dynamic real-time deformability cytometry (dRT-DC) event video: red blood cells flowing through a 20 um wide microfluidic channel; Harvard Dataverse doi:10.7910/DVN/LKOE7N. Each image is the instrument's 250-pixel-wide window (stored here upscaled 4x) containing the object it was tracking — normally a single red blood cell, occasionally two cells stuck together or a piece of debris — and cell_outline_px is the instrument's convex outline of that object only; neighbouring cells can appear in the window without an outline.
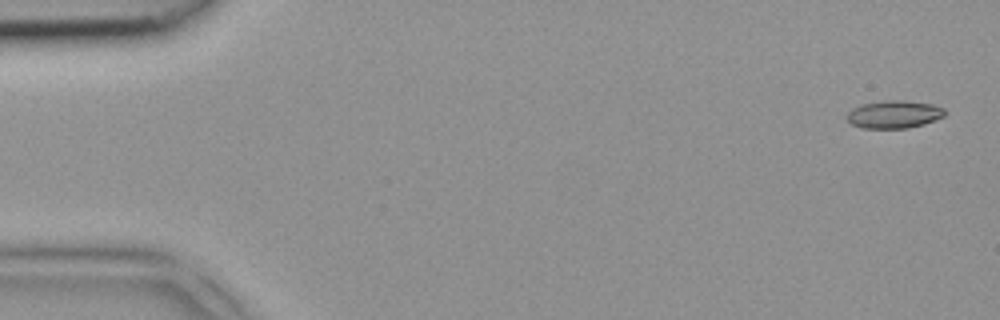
{"species": "common noctule bat (a hibernating species)", "species_latin": "Nyctalus noctula", "temperature_condition": "room temperature", "stored_images_in_passage": 4, "camera_frame_rate_fps": 3000, "um_per_image_px": 0.085, "animal": {"sex": "female", "body_mass_g": 18.4}, "frame": {"image": 1, "passage_image": 1, "time_ms": 0.0, "image_size_px": [1000, 320], "cell_outline_px": [[948, 112], [944, 116], [924, 124], [908, 128], [860, 128], [852, 124], [844, 116], [852, 108], [864, 104], [888, 100], [904, 100], [932, 104], [944, 108]], "centroid_in_image_um": [76.0, 9.72], "position_along_channel_um": 9.0, "area_um2": 15.9}}
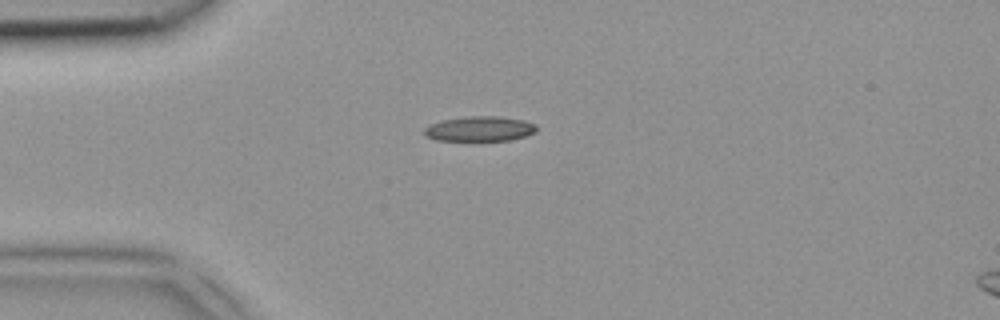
{"frame": {"image": 2, "passage_image": 4, "time_ms": 1.0, "image_size_px": [1000, 320], "cell_outline_px": [[536, 132], [524, 136], [508, 140], [436, 140], [424, 136], [424, 128], [428, 124], [440, 120], [464, 116], [500, 116], [524, 120], [536, 124]], "centroid_in_image_um": [40.73, 10.93], "position_along_channel_um": 44.3, "area_um2": 16.47}}